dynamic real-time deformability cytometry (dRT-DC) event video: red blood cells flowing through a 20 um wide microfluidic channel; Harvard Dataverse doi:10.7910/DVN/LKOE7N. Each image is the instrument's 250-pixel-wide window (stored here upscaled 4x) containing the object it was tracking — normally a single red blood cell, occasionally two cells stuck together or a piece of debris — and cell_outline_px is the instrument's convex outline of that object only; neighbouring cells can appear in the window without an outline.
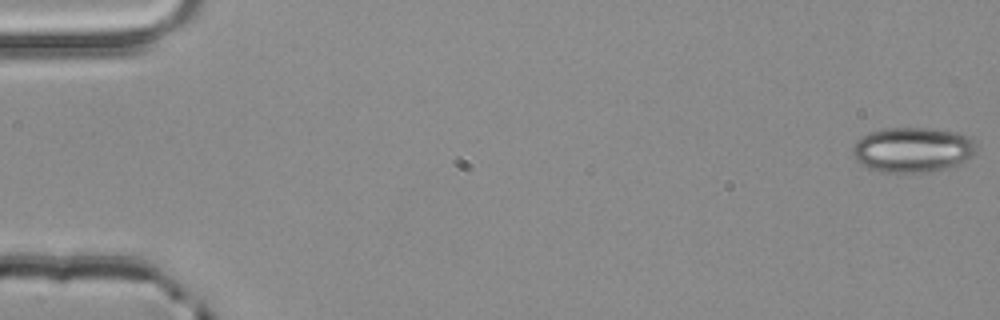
{"species": "common noctule bat (a hibernating species)", "species_latin": "Nyctalus noctula", "temperature_condition": "room temperature", "stored_images_in_passage": 4, "camera_frame_rate_fps": 3000, "um_per_image_px": 0.085, "animal": {"sex": "male", "body_mass_g": 20.4}, "frame": {"image": 1, "passage_image": 1, "time_ms": 0.0, "image_size_px": [1000, 320], "cell_outline_px": [[980, 148], [972, 156], [956, 164], [944, 168], [928, 172], [884, 172], [868, 168], [856, 160], [852, 152], [852, 148], [856, 140], [868, 132], [884, 128], [936, 128], [960, 132], [968, 136]], "centroid_in_image_um": [77.58, 12.7], "position_along_channel_um": 7.4, "area_um2": 32.71}}